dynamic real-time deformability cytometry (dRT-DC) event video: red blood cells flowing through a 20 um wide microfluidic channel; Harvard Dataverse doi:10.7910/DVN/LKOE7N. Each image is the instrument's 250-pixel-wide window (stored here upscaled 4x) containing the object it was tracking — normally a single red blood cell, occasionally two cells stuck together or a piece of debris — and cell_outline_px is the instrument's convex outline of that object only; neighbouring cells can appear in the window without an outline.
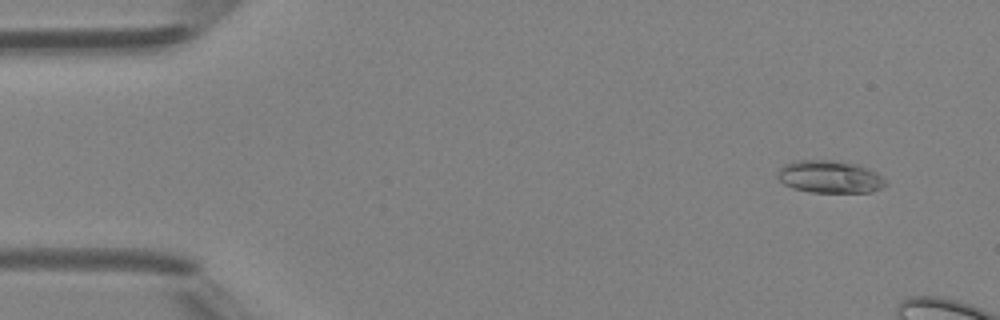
{"species": "Egyptian fruit bat (a non-hibernating species)", "species_latin": "Rousettus aegyptiacus", "temperature_condition": "room temperature", "stored_images_in_passage": 10, "camera_frame_rate_fps": 3000, "um_per_image_px": 0.085, "animal": {"sex": "female"}, "frame": {"image": 1, "passage_image": 4, "time_ms": 1.0, "image_size_px": [1000, 320], "cell_outline_px": [[888, 184], [880, 188], [868, 192], [812, 192], [792, 188], [784, 184], [776, 176], [780, 168], [784, 164], [796, 160], [832, 160], [852, 164], [876, 172], [888, 180]], "centroid_in_image_um": [70.51, 15.03], "position_along_channel_um": 14.5, "area_um2": 20.29}}